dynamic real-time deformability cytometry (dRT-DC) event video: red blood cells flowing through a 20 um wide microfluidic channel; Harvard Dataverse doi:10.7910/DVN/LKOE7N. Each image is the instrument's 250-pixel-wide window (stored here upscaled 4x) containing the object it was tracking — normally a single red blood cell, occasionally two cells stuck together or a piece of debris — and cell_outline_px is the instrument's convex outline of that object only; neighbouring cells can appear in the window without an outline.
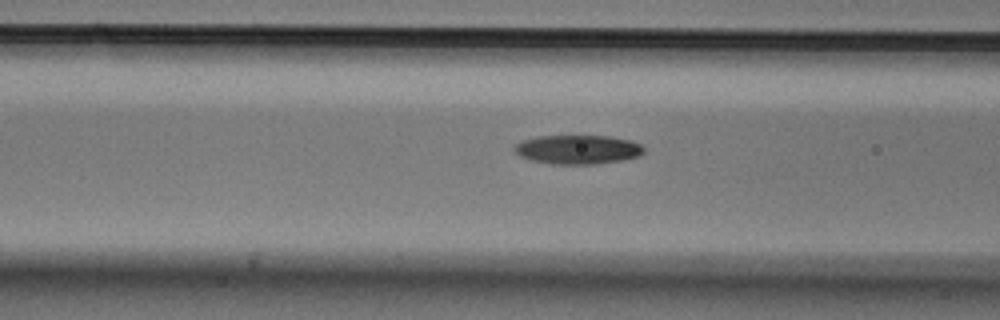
{"species": "Egyptian fruit bat (a non-hibernating species)", "species_latin": "Rousettus aegyptiacus", "temperature_condition": "cold", "stored_images_in_passage": 14, "camera_frame_rate_fps": 3000, "um_per_image_px": 0.085, "animal": {"sex": "male"}, "frame": {"image": 1, "passage_image": 12, "time_ms": 3.667, "image_size_px": [1000, 320], "cell_outline_px": [[644, 152], [640, 156], [624, 160], [596, 164], [552, 164], [532, 160], [520, 156], [512, 148], [516, 144], [524, 140], [536, 136], [608, 136], [632, 140], [640, 144], [644, 148]], "centroid_in_image_um": [49.14, 12.71], "position_along_channel_um": 117.5, "area_um2": 22.02}}